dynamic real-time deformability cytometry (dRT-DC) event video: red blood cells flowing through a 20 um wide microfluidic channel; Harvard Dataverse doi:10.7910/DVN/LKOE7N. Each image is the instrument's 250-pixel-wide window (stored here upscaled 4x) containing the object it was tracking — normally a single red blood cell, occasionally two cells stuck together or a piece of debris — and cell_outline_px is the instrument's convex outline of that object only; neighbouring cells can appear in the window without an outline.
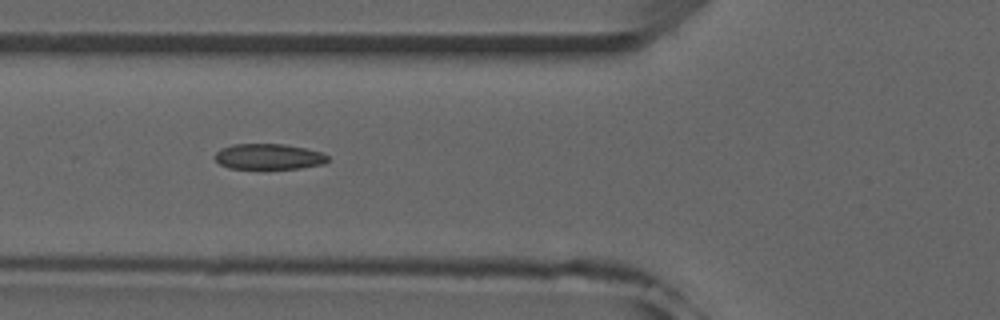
{"species": "common noctule bat (a hibernating species)", "species_latin": "Nyctalus noctula", "temperature_condition": "room temperature", "stored_images_in_passage": 38, "camera_frame_rate_fps": 3000, "um_per_image_px": 0.085, "animal": {"sex": "male", "forearm_length_mm": 52.5}, "frame": {"image": 1, "passage_image": 6, "time_ms": 1.667, "image_size_px": [1000, 320], "cell_outline_px": [[328, 160], [324, 164], [300, 168], [228, 168], [220, 164], [212, 156], [220, 148], [232, 144], [284, 144], [308, 148], [324, 152], [328, 156]], "centroid_in_image_um": [22.85, 13.3], "position_along_channel_um": 103.0, "area_um2": 17.05}}
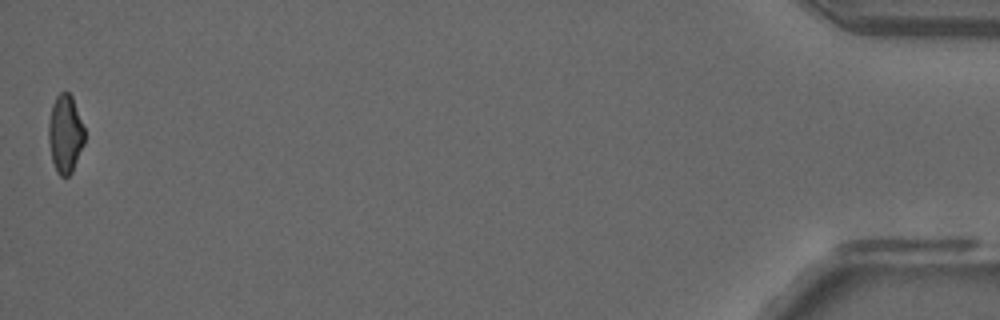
{"frame": {"image": 2, "passage_image": 38, "time_ms": 12.333, "image_size_px": [1000, 320], "cell_outline_px": [[84, 144], [72, 172], [68, 176], [60, 176], [56, 172], [52, 160], [48, 140], [48, 124], [52, 104], [56, 96], [60, 92], [68, 92], [72, 96], [84, 128]], "centroid_in_image_um": [5.53, 11.39], "position_along_channel_um": 429.7, "area_um2": 16.42}, "authors_computed_cell_mechanics": {"area_um2": 17.1955, "velocity_mm_per_s": 3.9922, "shape_relaxation_time_tau1_ms": null, "shape_relaxation_time_tau2_ms": 3.3443, "deformation_change_tau1": null, "deformation_change_tau2": 0.1026}}